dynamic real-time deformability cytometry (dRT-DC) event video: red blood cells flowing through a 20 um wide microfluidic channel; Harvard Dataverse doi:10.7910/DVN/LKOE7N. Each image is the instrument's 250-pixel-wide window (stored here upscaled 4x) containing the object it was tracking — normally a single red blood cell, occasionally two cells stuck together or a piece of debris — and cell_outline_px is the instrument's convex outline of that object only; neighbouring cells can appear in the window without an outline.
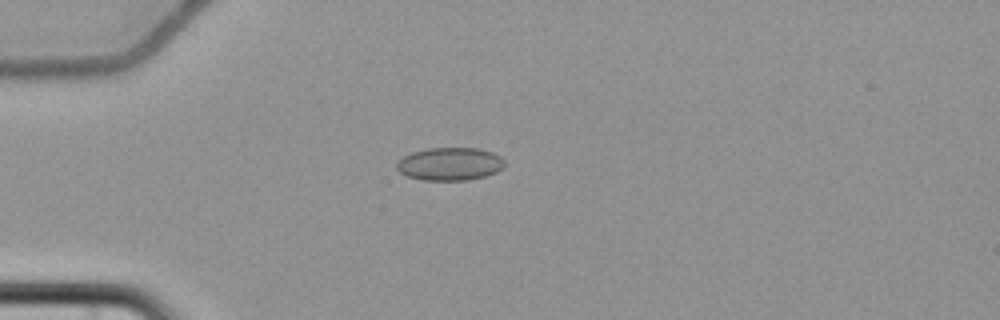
{"species": "common noctule bat (a hibernating species)", "species_latin": "Nyctalus noctula", "temperature_condition": "cold", "stored_images_in_passage": 8, "camera_frame_rate_fps": 3000, "um_per_image_px": 0.085, "animal": {"sex": "female", "body_mass_g": 22.7, "forearm_length_mm": 54.2}, "frame": {"image": 1, "passage_image": 4, "time_ms": 4.0, "image_size_px": [1000, 320], "cell_outline_px": [[504, 164], [496, 172], [484, 176], [468, 180], [424, 180], [408, 176], [400, 172], [396, 168], [396, 164], [404, 156], [412, 152], [428, 148], [480, 148], [492, 152], [500, 156], [504, 160]], "centroid_in_image_um": [38.24, 13.93], "position_along_channel_um": 46.8, "area_um2": 20.58}}
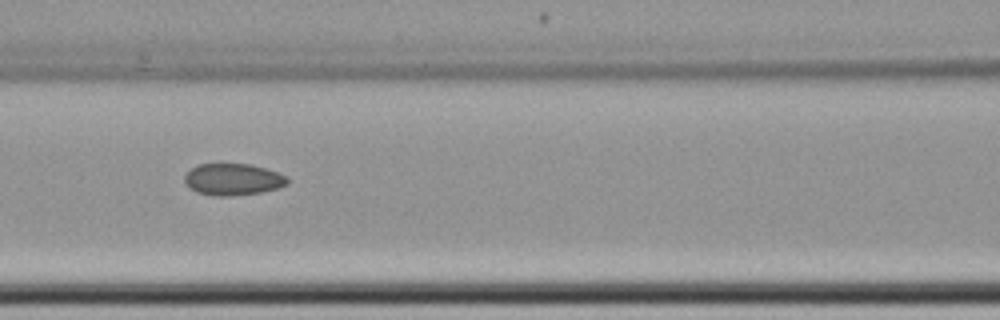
{"frame": {"image": 2, "passage_image": 7, "time_ms": 7.333, "image_size_px": [1000, 320], "cell_outline_px": [[288, 184], [276, 188], [260, 192], [228, 196], [216, 196], [196, 192], [184, 180], [184, 176], [192, 168], [200, 164], [252, 164], [288, 176]], "centroid_in_image_um": [19.82, 15.24], "position_along_channel_um": 146.8, "area_um2": 18.73}}
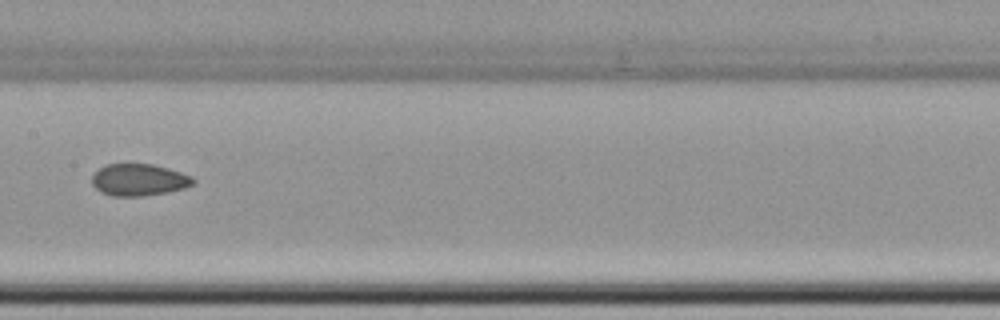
{"frame": {"image": 3, "passage_image": 8, "time_ms": 8.667, "image_size_px": [1000, 320], "cell_outline_px": [[196, 180], [192, 184], [184, 188], [168, 192], [144, 196], [112, 196], [100, 192], [92, 184], [92, 176], [104, 164], [152, 164], [168, 168], [192, 176]], "centroid_in_image_um": [11.8, 15.29], "position_along_channel_um": 195.6, "area_um2": 18.84}}